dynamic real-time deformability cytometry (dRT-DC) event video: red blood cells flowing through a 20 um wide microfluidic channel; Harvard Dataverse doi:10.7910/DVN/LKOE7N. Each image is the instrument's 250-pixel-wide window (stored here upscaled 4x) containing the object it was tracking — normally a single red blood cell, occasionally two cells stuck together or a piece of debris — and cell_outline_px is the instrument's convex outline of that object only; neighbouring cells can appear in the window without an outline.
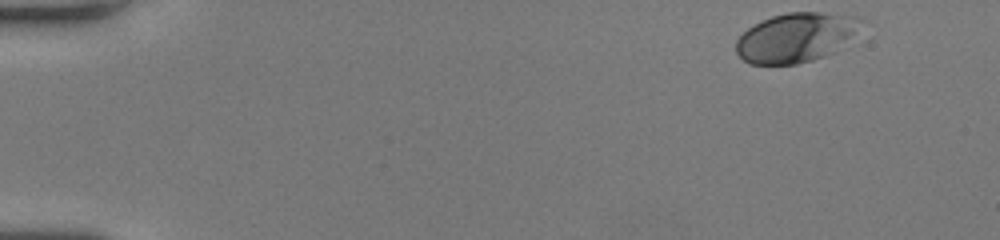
{"species": "human", "species_latin": "Homo sapiens", "temperature_condition": "room temperature", "stored_images_in_passage": 49, "camera_frame_rate_fps": 3000, "um_per_image_px": 0.085, "donor": {"sex": "female"}, "frame": {"image": 1, "passage_image": 1, "time_ms": 0.0, "image_size_px": [1000, 240], "cell_outline_px": [[864, 20], [836, 52], [812, 60], [796, 64], [748, 64], [736, 52], [736, 40], [748, 28], [772, 16], [788, 12], [820, 12], [860, 16]], "centroid_in_image_um": [67.64, 3.18], "position_along_channel_um": 17.4, "area_um2": 35.66}}
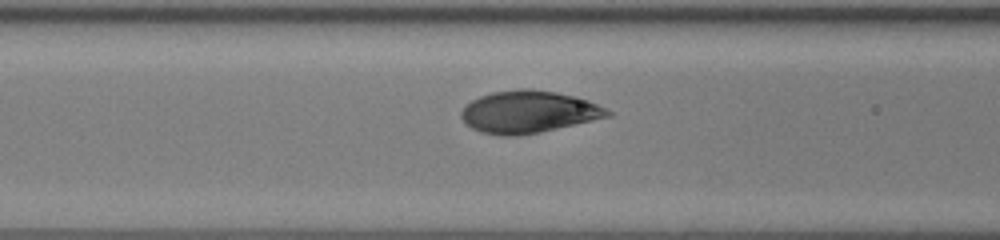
{"frame": {"image": 2, "passage_image": 19, "time_ms": 6.0, "image_size_px": [1000, 240], "cell_outline_px": [[612, 116], [540, 132], [520, 136], [500, 136], [480, 132], [472, 128], [460, 116], [460, 112], [464, 104], [480, 96], [492, 92], [516, 88], [532, 88], [556, 92], [576, 96], [588, 100], [612, 112]], "centroid_in_image_um": [44.9, 9.5], "position_along_channel_um": 121.7, "area_um2": 36.3}}
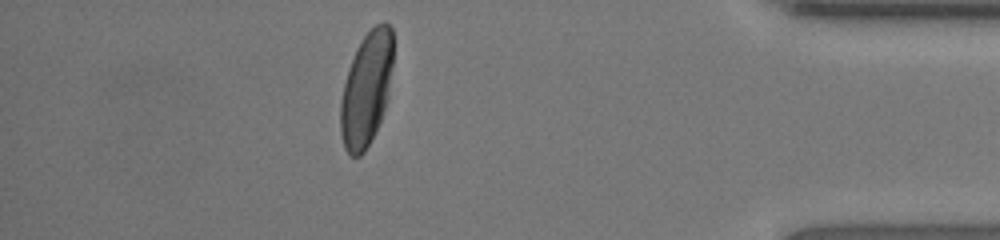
{"frame": {"image": 3, "passage_image": 43, "time_ms": 14.0, "image_size_px": [1000, 240], "cell_outline_px": [[392, 68], [388, 92], [384, 108], [380, 120], [364, 152], [360, 156], [348, 156], [344, 148], [340, 132], [340, 104], [344, 84], [348, 68], [356, 48], [364, 36], [376, 24], [384, 20], [392, 28]], "centroid_in_image_um": [31.12, 7.56], "position_along_channel_um": 404.1, "area_um2": 34.68}, "authors_computed_cell_mechanics": {"area_um2": 35.6626, "velocity_mm_per_s": 3.9968, "shape_relaxation_time_tau1_ms": 2.0795, "shape_relaxation_time_tau2_ms": null, "deformation_change_tau1": 0.1448, "deformation_change_tau2": null}}